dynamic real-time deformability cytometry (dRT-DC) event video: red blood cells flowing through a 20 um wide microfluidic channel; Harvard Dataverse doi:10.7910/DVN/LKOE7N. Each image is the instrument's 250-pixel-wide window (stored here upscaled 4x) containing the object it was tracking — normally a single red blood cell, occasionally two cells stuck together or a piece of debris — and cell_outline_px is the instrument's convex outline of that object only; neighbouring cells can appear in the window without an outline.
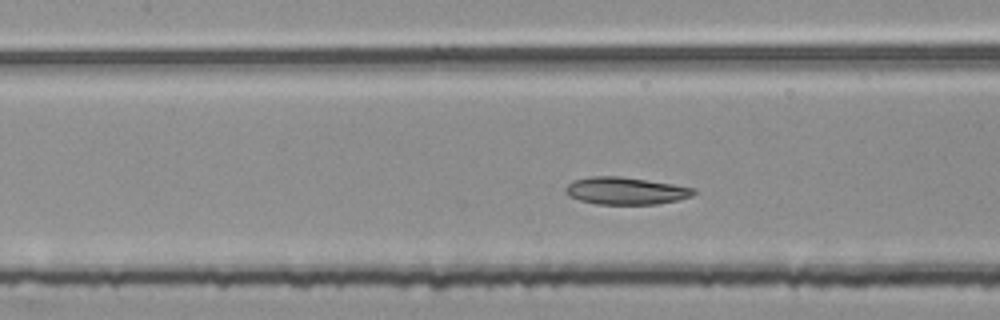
{"species": "common noctule bat (a hibernating species)", "species_latin": "Nyctalus noctula", "temperature_condition": "room temperature", "stored_images_in_passage": 45, "segment_of_instrument_passage": [2, 2], "camera_frame_rate_fps": 3000, "um_per_image_px": 0.085, "animal": {"sex": "female", "body_mass_g": 25.1}, "frame": {"image": 1, "passage_image": 20, "time_ms": 6.333, "image_size_px": [1000, 320], "cell_outline_px": [[696, 192], [692, 196], [680, 200], [656, 204], [596, 204], [580, 200], [568, 196], [564, 192], [564, 188], [572, 180], [592, 176], [620, 176], [672, 184], [696, 188]], "centroid_in_image_um": [53.17, 16.22], "position_along_channel_um": 154.2, "area_um2": 20.52}}
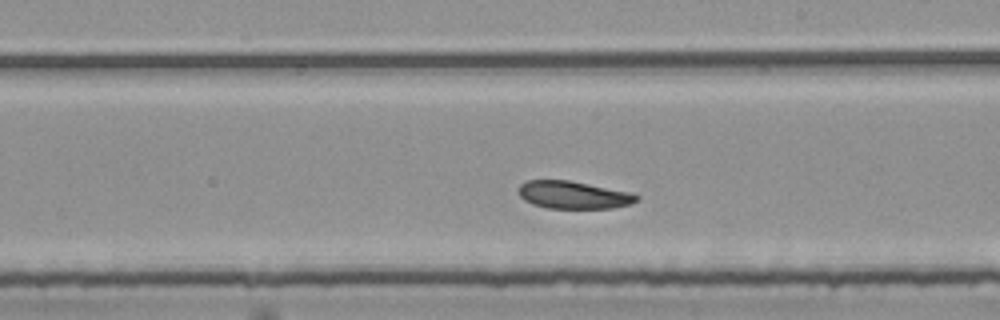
{"frame": {"image": 2, "passage_image": 27, "time_ms": 8.667, "image_size_px": [1000, 320], "cell_outline_px": [[640, 196], [636, 200], [628, 204], [612, 208], [548, 208], [532, 204], [524, 200], [520, 196], [520, 184], [528, 180], [568, 180], [632, 192]], "centroid_in_image_um": [48.74, 16.56], "position_along_channel_um": 240.3, "area_um2": 18.84}}
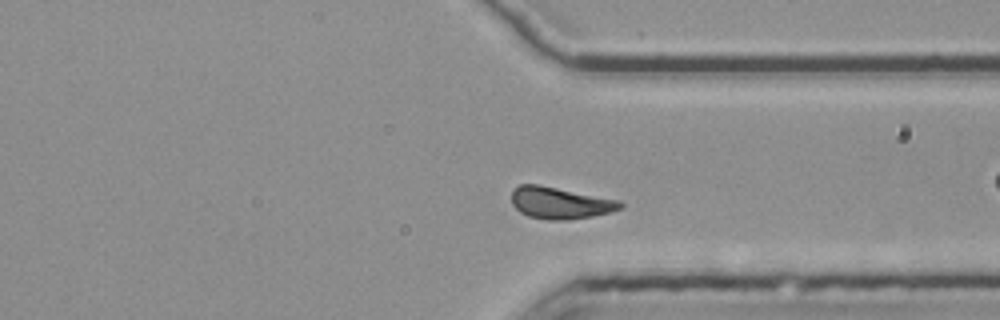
{"frame": {"image": 3, "passage_image": 37, "time_ms": 12.0, "image_size_px": [1000, 320], "cell_outline_px": [[624, 208], [612, 212], [592, 216], [564, 220], [548, 220], [528, 216], [520, 212], [512, 204], [512, 192], [520, 184], [536, 184], [620, 200], [624, 204]], "centroid_in_image_um": [47.64, 17.26], "position_along_channel_um": 363.8, "area_um2": 20.06}}